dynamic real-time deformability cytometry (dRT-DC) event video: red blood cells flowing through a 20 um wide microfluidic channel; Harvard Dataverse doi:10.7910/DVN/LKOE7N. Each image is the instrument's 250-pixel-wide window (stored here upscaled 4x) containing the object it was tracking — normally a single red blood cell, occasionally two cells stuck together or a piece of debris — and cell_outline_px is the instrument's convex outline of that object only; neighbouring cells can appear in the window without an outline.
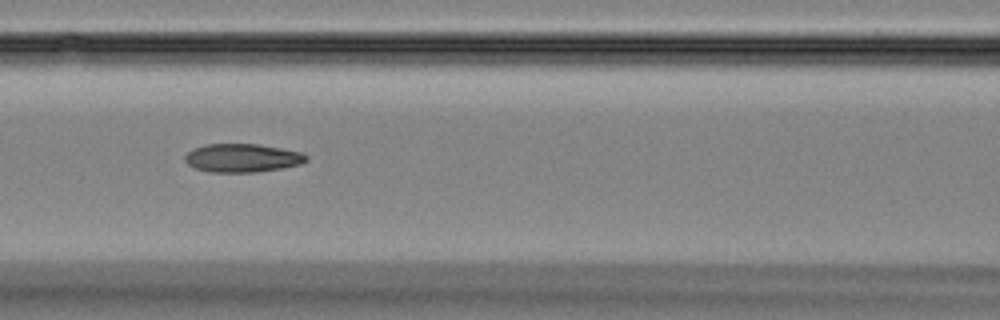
{"species": "Egyptian fruit bat (a non-hibernating species)", "species_latin": "Rousettus aegyptiacus", "temperature_condition": "room temperature", "stored_images_in_passage": 48, "camera_frame_rate_fps": 3000, "um_per_image_px": 0.085, "animal": {"sex": "female"}, "frame": {"image": 1, "passage_image": 23, "time_ms": 7.333, "image_size_px": [1000, 320], "cell_outline_px": [[308, 160], [300, 164], [280, 168], [256, 172], [208, 172], [196, 168], [188, 164], [184, 160], [184, 156], [192, 148], [204, 144], [256, 144], [304, 152], [308, 156]], "centroid_in_image_um": [20.58, 13.42], "position_along_channel_um": 146.0, "area_um2": 20.17}}
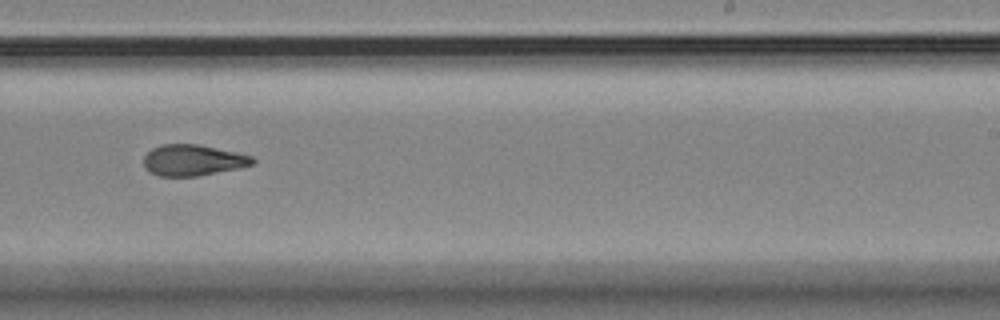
{"frame": {"image": 2, "passage_image": 33, "time_ms": 10.667, "image_size_px": [1000, 320], "cell_outline_px": [[256, 160], [252, 164], [240, 168], [196, 176], [160, 176], [148, 172], [144, 164], [144, 156], [152, 148], [160, 144], [196, 144], [252, 156]], "centroid_in_image_um": [16.36, 13.62], "position_along_channel_um": 272.6, "area_um2": 19.54}}
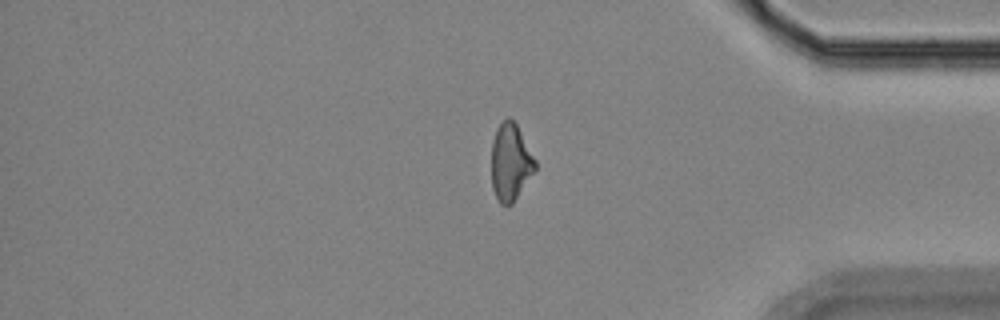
{"frame": {"image": 3, "passage_image": 44, "time_ms": 14.333, "image_size_px": [1000, 320], "cell_outline_px": [[536, 168], [512, 204], [500, 204], [492, 188], [492, 140], [496, 128], [508, 116], [516, 124], [536, 160]], "centroid_in_image_um": [43.38, 13.77], "position_along_channel_um": 391.8, "area_um2": 19.36}}